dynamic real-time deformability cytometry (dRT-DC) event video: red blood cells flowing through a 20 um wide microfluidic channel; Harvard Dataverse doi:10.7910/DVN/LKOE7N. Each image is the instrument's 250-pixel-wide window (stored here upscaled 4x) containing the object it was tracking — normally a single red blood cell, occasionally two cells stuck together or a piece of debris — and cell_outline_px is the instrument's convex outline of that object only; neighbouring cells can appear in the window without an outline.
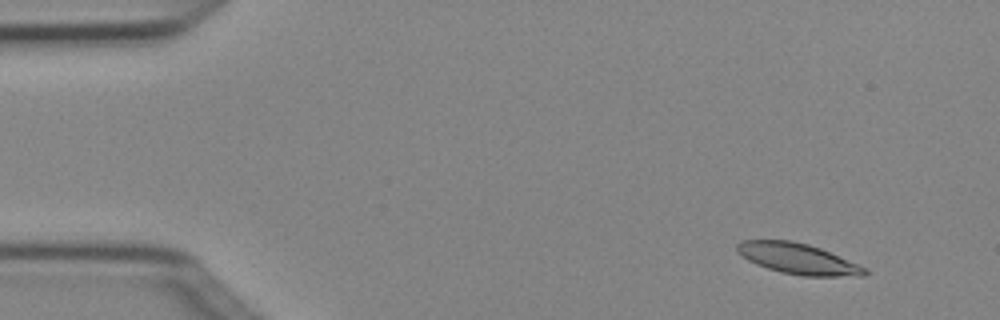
{"species": "Egyptian fruit bat (a non-hibernating species)", "species_latin": "Rousettus aegyptiacus", "temperature_condition": "cold", "stored_images_in_passage": 8, "camera_frame_rate_fps": 3000, "um_per_image_px": 0.085, "animal": {"sex": "female"}, "frame": {"image": 1, "passage_image": 2, "time_ms": 0.333, "image_size_px": [1000, 320], "cell_outline_px": [[868, 272], [864, 276], [804, 276], [780, 272], [756, 264], [748, 260], [736, 252], [736, 244], [740, 240], [792, 240], [808, 244], [820, 248], [868, 268]], "centroid_in_image_um": [67.81, 21.98], "position_along_channel_um": 17.2, "area_um2": 22.95}}
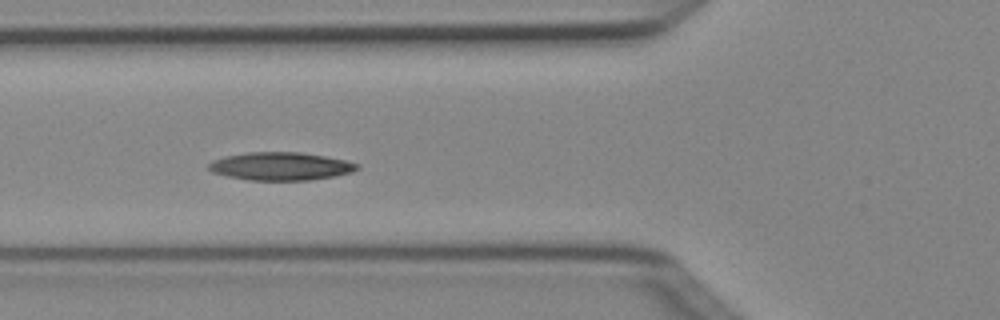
{"frame": {"image": 2, "passage_image": 6, "time_ms": 1.667, "image_size_px": [1000, 320], "cell_outline_px": [[360, 168], [352, 172], [312, 180], [248, 180], [228, 176], [212, 172], [208, 168], [208, 164], [212, 160], [224, 156], [248, 152], [300, 152], [324, 156], [344, 160], [360, 164]], "centroid_in_image_um": [23.84, 14.13], "position_along_channel_um": 102.0, "area_um2": 24.22}}
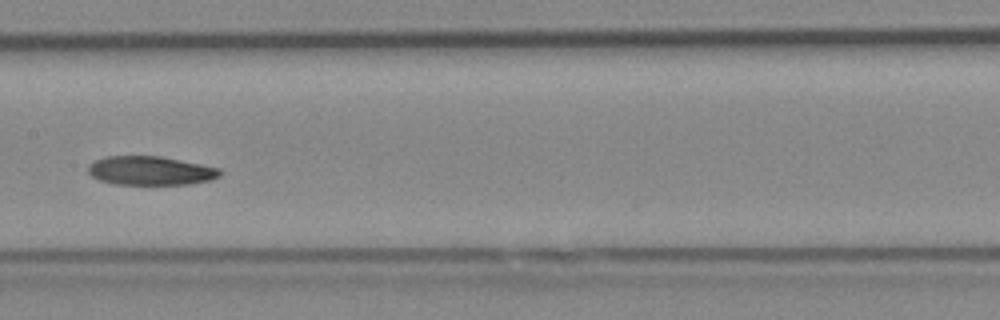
{"frame": {"image": 3, "passage_image": 8, "time_ms": 2.333, "image_size_px": [1000, 320], "cell_outline_px": [[220, 176], [212, 180], [188, 184], [116, 184], [100, 180], [92, 176], [88, 172], [88, 164], [104, 156], [160, 156], [220, 168]], "centroid_in_image_um": [12.78, 14.5], "position_along_channel_um": 194.6, "area_um2": 22.08}}